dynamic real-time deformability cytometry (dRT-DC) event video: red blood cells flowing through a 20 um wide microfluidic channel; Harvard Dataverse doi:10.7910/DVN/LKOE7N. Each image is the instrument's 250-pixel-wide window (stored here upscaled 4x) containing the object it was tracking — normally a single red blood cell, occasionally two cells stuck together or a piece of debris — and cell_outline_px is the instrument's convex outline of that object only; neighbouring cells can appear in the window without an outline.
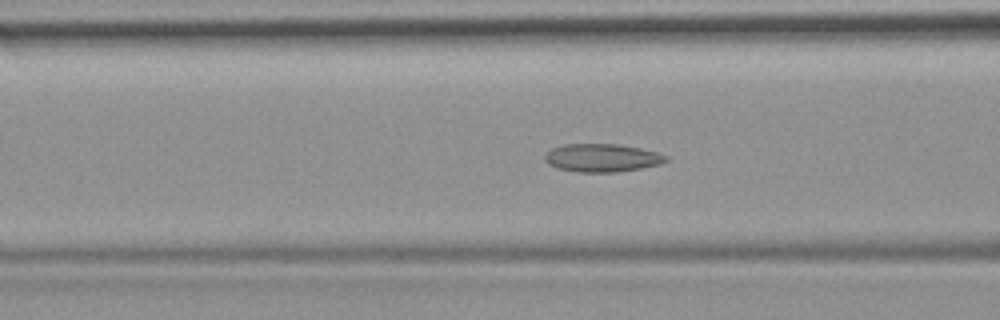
{"species": "common noctule bat (a hibernating species)", "species_latin": "Nyctalus noctula", "temperature_condition": "room temperature", "stored_images_in_passage": 37, "camera_frame_rate_fps": 3000, "um_per_image_px": 0.085, "animal": {"sex": "female", "body_mass_g": 19.9}, "frame": {"image": 1, "passage_image": 5, "time_ms": 1.333, "image_size_px": [1000, 320], "cell_outline_px": [[668, 160], [660, 164], [640, 168], [616, 172], [576, 172], [556, 168], [548, 164], [544, 160], [544, 156], [552, 148], [564, 144], [616, 144], [640, 148], [656, 152], [668, 156]], "centroid_in_image_um": [51.15, 13.42], "position_along_channel_um": 115.5, "area_um2": 19.83}}
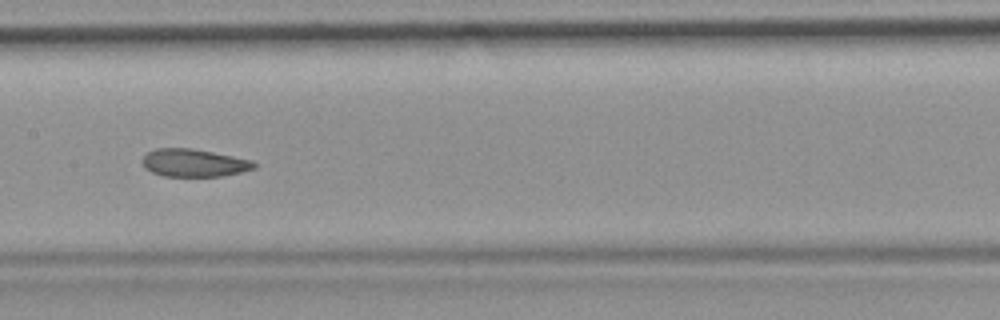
{"frame": {"image": 2, "passage_image": 11, "time_ms": 3.333, "image_size_px": [1000, 320], "cell_outline_px": [[256, 168], [240, 172], [220, 176], [164, 176], [152, 172], [144, 168], [144, 156], [148, 152], [156, 148], [192, 148], [252, 160], [256, 164]], "centroid_in_image_um": [16.49, 13.84], "position_along_channel_um": 190.9, "area_um2": 17.86}}
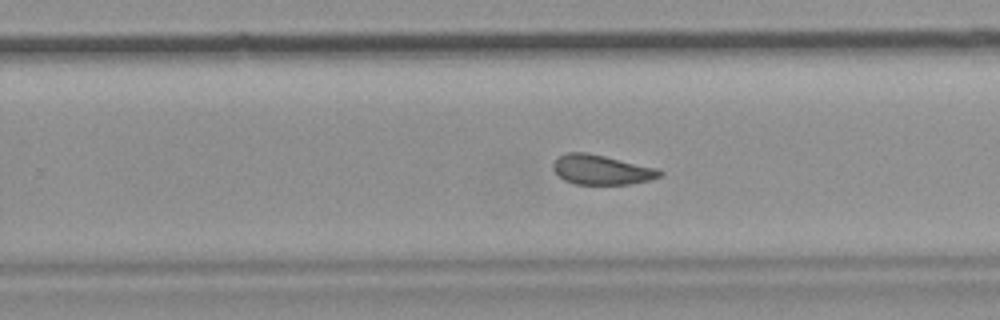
{"frame": {"image": 3, "passage_image": 18, "time_ms": 5.667, "image_size_px": [1000, 320], "cell_outline_px": [[664, 172], [660, 176], [648, 180], [632, 184], [576, 184], [564, 180], [552, 168], [552, 164], [560, 156], [568, 152], [588, 152], [660, 168]], "centroid_in_image_um": [51.17, 14.42], "position_along_channel_um": 278.6, "area_um2": 18.55}, "authors_computed_cell_mechanics": {"area_um2": 19.4786, "velocity_mm_per_s": 3.7809, "shape_relaxation_time_tau1_ms": 9.9724, "shape_relaxation_time_tau2_ms": 2.4156, "deformation_change_tau1": 0.1428, "deformation_change_tau2": 0.0699}}